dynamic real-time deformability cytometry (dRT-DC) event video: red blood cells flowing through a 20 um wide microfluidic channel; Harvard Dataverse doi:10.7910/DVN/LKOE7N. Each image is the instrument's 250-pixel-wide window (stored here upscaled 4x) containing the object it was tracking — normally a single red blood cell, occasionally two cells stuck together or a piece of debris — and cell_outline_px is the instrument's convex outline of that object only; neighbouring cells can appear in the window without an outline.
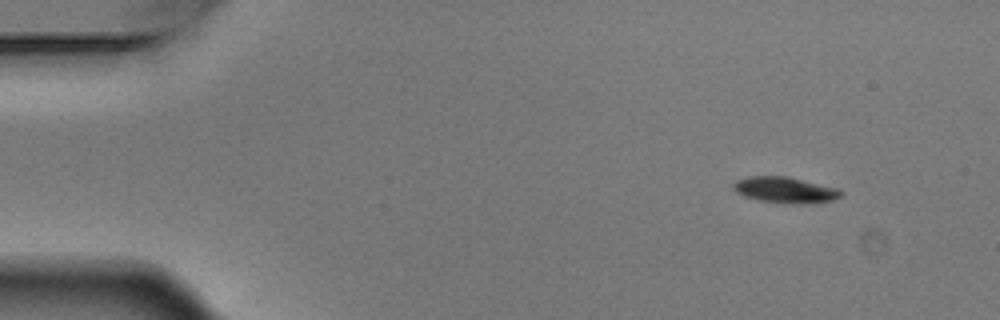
{"species": "Egyptian fruit bat (a non-hibernating species)", "species_latin": "Rousettus aegyptiacus", "temperature_condition": "warm", "stored_images_in_passage": 4, "camera_frame_rate_fps": 3000, "um_per_image_px": 0.085, "animal": {"sex": "male"}, "frame": {"image": 1, "passage_image": 1, "time_ms": 0.0, "image_size_px": [1000, 320], "cell_outline_px": [[844, 192], [840, 196], [832, 200], [800, 204], [796, 204], [760, 200], [744, 196], [736, 192], [732, 188], [732, 184], [736, 180], [748, 176], [788, 176], [840, 188]], "centroid_in_image_um": [66.74, 16.12], "position_along_channel_um": 18.3, "area_um2": 16.36}}
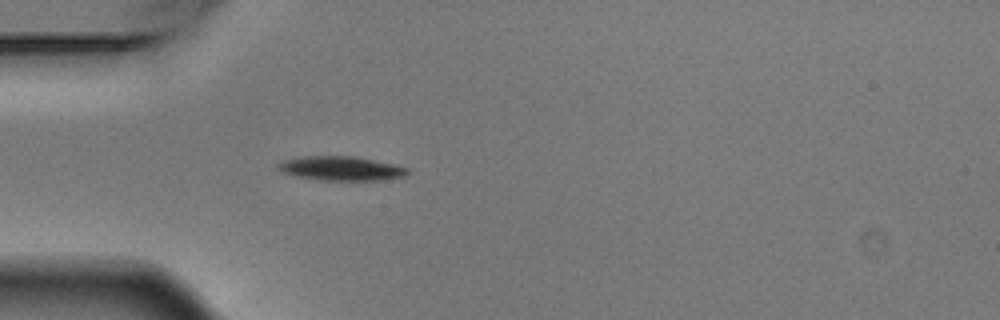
{"frame": {"image": 2, "passage_image": 4, "time_ms": 1.0, "image_size_px": [1000, 320], "cell_outline_px": [[408, 172], [404, 176], [380, 180], [320, 180], [296, 176], [284, 172], [276, 168], [276, 164], [284, 160], [304, 156], [352, 156], [392, 164], [408, 168]], "centroid_in_image_um": [28.94, 14.31], "position_along_channel_um": 56.1, "area_um2": 17.98}}